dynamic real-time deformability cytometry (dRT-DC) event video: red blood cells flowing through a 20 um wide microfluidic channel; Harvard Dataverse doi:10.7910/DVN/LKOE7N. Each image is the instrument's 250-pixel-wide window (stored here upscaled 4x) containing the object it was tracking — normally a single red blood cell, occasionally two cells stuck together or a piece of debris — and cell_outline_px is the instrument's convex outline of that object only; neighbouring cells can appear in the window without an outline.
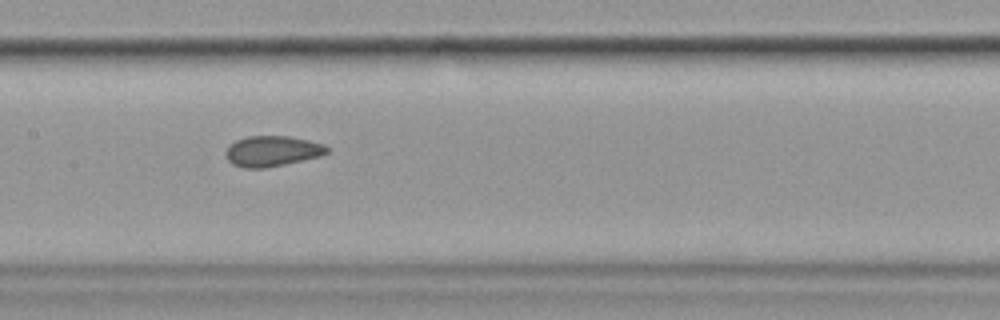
{"species": "common noctule bat (a hibernating species)", "species_latin": "Nyctalus noctula", "temperature_condition": "cold", "stored_images_in_passage": 15, "camera_frame_rate_fps": 3000, "um_per_image_px": 0.085, "animal": {"sex": "female", "body_mass_g": 19.9}, "frame": {"image": 1, "passage_image": 7, "time_ms": 7.667, "image_size_px": [1000, 320], "cell_outline_px": [[328, 152], [320, 156], [284, 164], [264, 168], [244, 168], [232, 164], [228, 160], [228, 144], [236, 140], [248, 136], [288, 136], [308, 140], [324, 144], [328, 148]], "centroid_in_image_um": [23.14, 12.84], "position_along_channel_um": 184.3, "area_um2": 17.8}, "authors_computed_cell_mechanics": {"area_um2": 19.7098, "velocity_mm_per_s": 3.5597, "shape_relaxation_time_tau1_ms": 6.1196, "shape_relaxation_time_tau2_ms": 1.6981, "deformation_change_tau1": 0.1, "deformation_change_tau2": 0.0451}}